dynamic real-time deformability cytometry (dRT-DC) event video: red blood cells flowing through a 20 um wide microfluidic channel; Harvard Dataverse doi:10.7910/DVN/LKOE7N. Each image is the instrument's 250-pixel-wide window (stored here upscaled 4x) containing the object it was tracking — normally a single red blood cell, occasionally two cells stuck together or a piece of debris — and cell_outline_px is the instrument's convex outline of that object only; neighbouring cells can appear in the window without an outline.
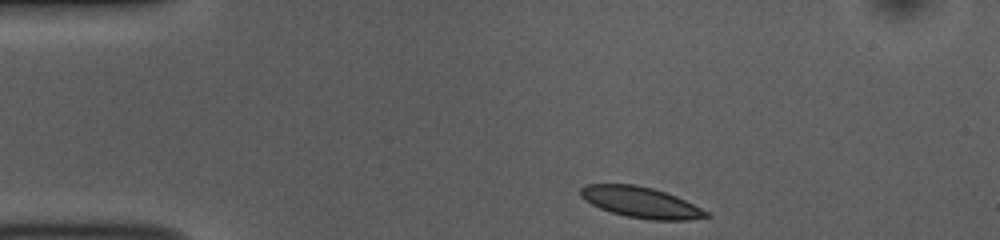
{"species": "common noctule bat (a hibernating species)", "species_latin": "Nyctalus noctula", "temperature_condition": "room temperature", "stored_images_in_passage": 44, "camera_frame_rate_fps": 3000, "um_per_image_px": 0.085, "animal": {"sex": "female", "body_mass_g": 10.0, "forearm_length_mm": 53.1}, "frame": {"image": 1, "passage_image": 1, "time_ms": 0.0, "image_size_px": [1000, 240], "cell_outline_px": [[712, 216], [688, 220], [648, 220], [628, 216], [612, 212], [600, 208], [584, 200], [580, 196], [580, 188], [584, 184], [636, 184], [652, 188], [676, 196], [708, 212]], "centroid_in_image_um": [54.44, 17.19], "position_along_channel_um": 30.6, "area_um2": 22.48}}
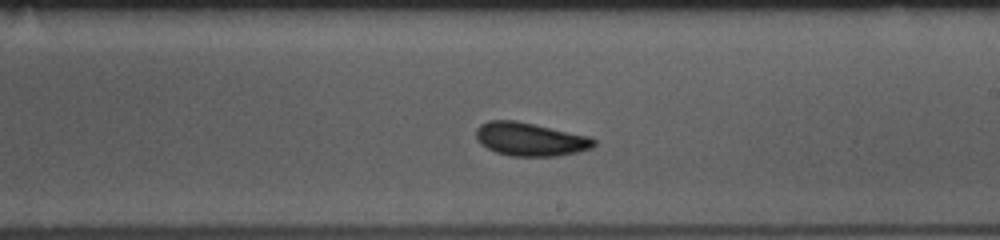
{"frame": {"image": 2, "passage_image": 22, "time_ms": 7.0, "image_size_px": [1000, 240], "cell_outline_px": [[596, 144], [592, 148], [576, 152], [556, 156], [512, 156], [496, 152], [480, 144], [476, 140], [476, 128], [480, 124], [488, 120], [516, 120], [592, 136], [596, 140]], "centroid_in_image_um": [45.08, 11.82], "position_along_channel_um": 243.9, "area_um2": 23.18}}
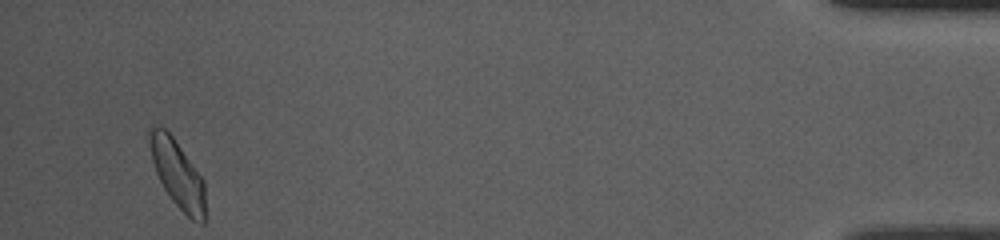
{"frame": {"image": 3, "passage_image": 42, "time_ms": 13.667, "image_size_px": [1000, 240], "cell_outline_px": [[204, 224], [200, 224], [192, 220], [172, 200], [164, 188], [156, 172], [152, 160], [148, 140], [148, 128], [152, 124], [164, 128], [172, 136], [204, 180]], "centroid_in_image_um": [15.06, 14.75], "position_along_channel_um": 420.1, "area_um2": 21.68}, "authors_computed_cell_mechanics": {"area_um2": 22.2819, "velocity_mm_per_s": 3.7644, "shape_relaxation_time_tau1_ms": 4.2409, "shape_relaxation_time_tau2_ms": 2.3448, "deformation_change_tau1": 0.1201, "deformation_change_tau2": 0.0613}}